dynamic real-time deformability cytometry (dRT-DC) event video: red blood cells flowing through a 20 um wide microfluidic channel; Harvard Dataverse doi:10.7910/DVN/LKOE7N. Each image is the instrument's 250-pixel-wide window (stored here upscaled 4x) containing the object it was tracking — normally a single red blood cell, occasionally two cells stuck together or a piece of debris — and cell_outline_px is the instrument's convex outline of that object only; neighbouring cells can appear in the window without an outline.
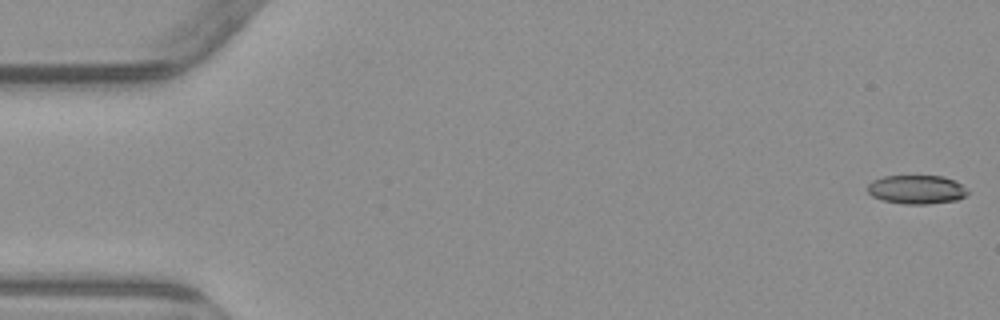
{"species": "common noctule bat (a hibernating species)", "species_latin": "Nyctalus noctula", "temperature_condition": "warm", "stored_images_in_passage": 5, "camera_frame_rate_fps": 3000, "um_per_image_px": 0.085, "animal": {"sex": "male", "body_mass_g": 23.1, "forearm_length_mm": 52.7}, "frame": {"image": 1, "passage_image": 1, "time_ms": 0.0, "image_size_px": [1000, 320], "cell_outline_px": [[968, 192], [964, 196], [956, 200], [928, 204], [904, 204], [884, 200], [872, 196], [868, 192], [868, 184], [872, 180], [884, 176], [944, 176], [956, 180], [968, 188]], "centroid_in_image_um": [77.94, 16.1], "position_along_channel_um": 7.1, "area_um2": 16.88}}
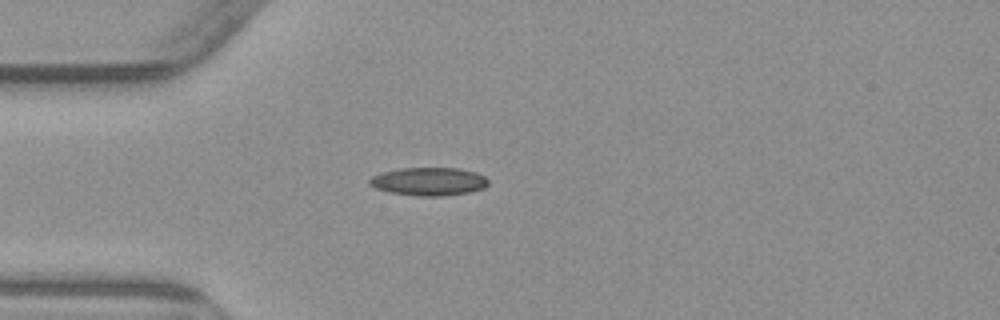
{"frame": {"image": 2, "passage_image": 5, "time_ms": 4.667, "image_size_px": [1000, 320], "cell_outline_px": [[488, 184], [484, 188], [468, 192], [440, 196], [416, 196], [388, 192], [376, 188], [368, 184], [368, 180], [372, 176], [380, 172], [400, 168], [460, 168], [476, 172], [484, 176], [488, 180]], "centroid_in_image_um": [36.42, 15.42], "position_along_channel_um": 48.6, "area_um2": 19.59}}